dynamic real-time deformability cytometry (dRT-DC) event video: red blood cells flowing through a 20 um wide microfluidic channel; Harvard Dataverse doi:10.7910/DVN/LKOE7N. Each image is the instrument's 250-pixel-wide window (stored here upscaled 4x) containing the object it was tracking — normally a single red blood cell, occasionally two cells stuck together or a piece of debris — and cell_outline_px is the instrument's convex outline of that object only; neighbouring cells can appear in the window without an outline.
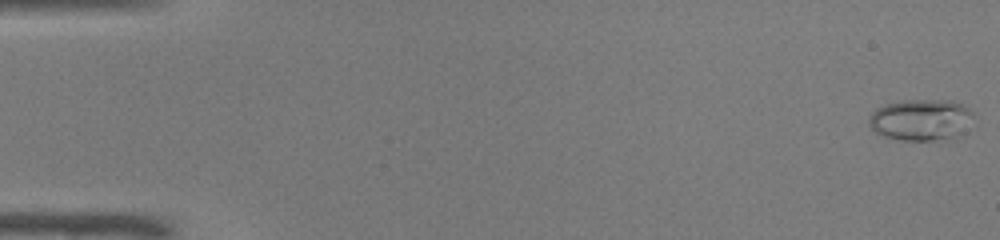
{"species": "common noctule bat (a hibernating species)", "species_latin": "Nyctalus noctula", "temperature_condition": "warm", "stored_images_in_passage": 52, "segment_of_instrument_passage": [1, 2], "camera_frame_rate_fps": 3000, "um_per_image_px": 0.085, "animal": {"sex": "male", "body_mass_g": 19.0, "forearm_length_mm": 50.8}, "frame": {"image": 1, "passage_image": 1, "time_ms": 0.0, "image_size_px": [1000, 240], "cell_outline_px": [[972, 112], [960, 132], [956, 136], [932, 140], [900, 140], [884, 136], [876, 132], [868, 124], [868, 120], [872, 112], [876, 108], [884, 104], [908, 100], [952, 100], [968, 108]], "centroid_in_image_um": [78.17, 10.16], "position_along_channel_um": 6.8, "area_um2": 24.51}}
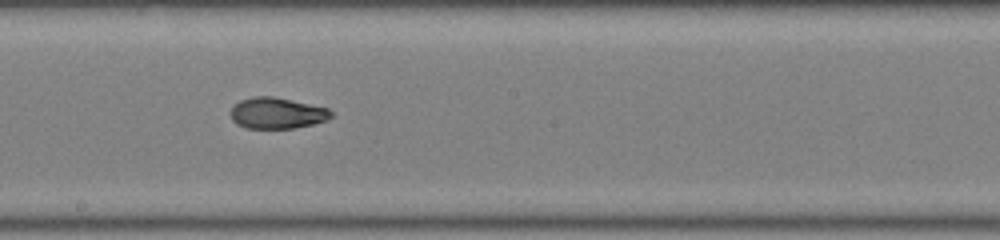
{"frame": {"image": 2, "passage_image": 29, "time_ms": 9.333, "image_size_px": [1000, 240], "cell_outline_px": [[336, 116], [328, 120], [312, 124], [292, 128], [244, 128], [236, 124], [232, 120], [232, 108], [240, 100], [252, 96], [272, 96], [328, 108]], "centroid_in_image_um": [23.57, 9.62], "position_along_channel_um": 224.6, "area_um2": 18.21}}
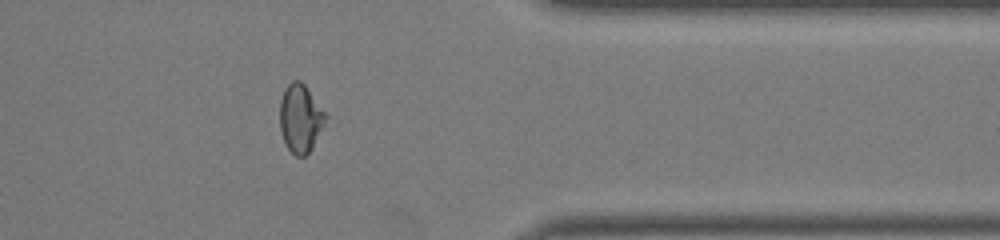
{"frame": {"image": 3, "passage_image": 42, "time_ms": 13.667, "image_size_px": [1000, 240], "cell_outline_px": [[328, 116], [312, 148], [304, 156], [296, 156], [284, 144], [280, 132], [280, 100], [284, 88], [292, 80], [300, 80], [304, 84]], "centroid_in_image_um": [25.51, 10.05], "position_along_channel_um": 385.9, "area_um2": 18.15}}